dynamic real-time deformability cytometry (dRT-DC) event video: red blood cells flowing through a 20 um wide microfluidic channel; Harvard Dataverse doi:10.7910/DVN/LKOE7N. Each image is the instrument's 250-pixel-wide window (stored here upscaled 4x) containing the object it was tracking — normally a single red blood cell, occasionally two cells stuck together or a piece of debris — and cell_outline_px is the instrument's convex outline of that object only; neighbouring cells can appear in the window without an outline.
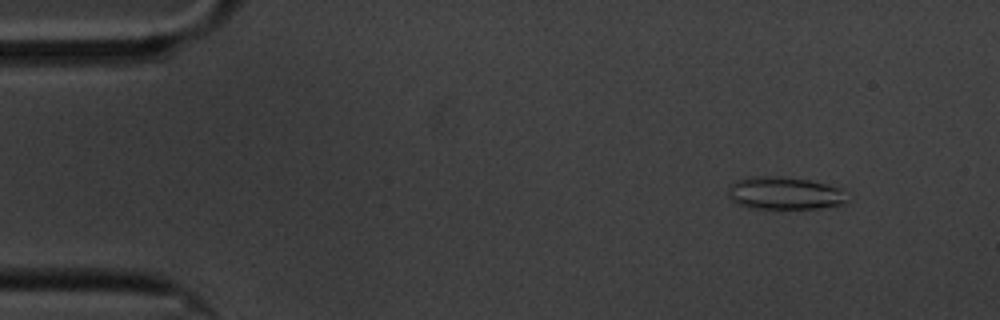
{"species": "common noctule bat (a hibernating species)", "species_latin": "Nyctalus noctula", "temperature_condition": "cold", "stored_images_in_passage": 59, "camera_frame_rate_fps": 3000, "um_per_image_px": 0.085, "animal": {"sex": "male", "body_mass_g": 20.1, "forearm_length_mm": 53.5}, "frame": {"image": 1, "passage_image": 6, "time_ms": 1.667, "image_size_px": [1000, 320], "cell_outline_px": [[852, 200], [844, 204], [820, 208], [748, 208], [732, 200], [728, 196], [728, 184], [736, 180], [752, 176], [780, 176], [808, 180], [828, 184], [840, 188]], "centroid_in_image_um": [66.71, 16.42], "position_along_channel_um": 18.3, "area_um2": 22.95}}
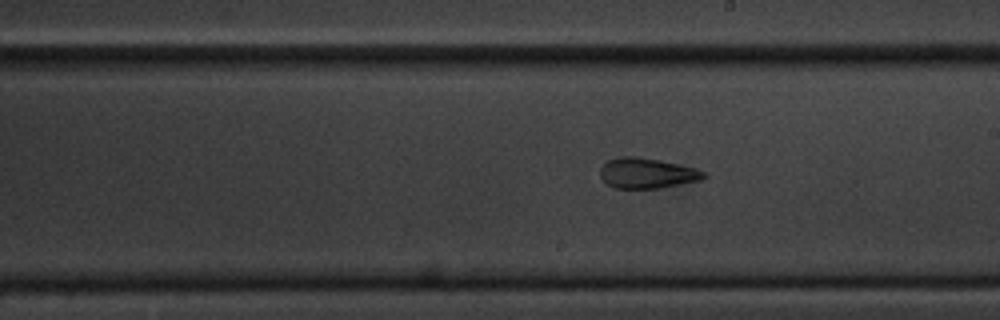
{"frame": {"image": 2, "passage_image": 33, "time_ms": 10.667, "image_size_px": [1000, 320], "cell_outline_px": [[708, 176], [700, 180], [660, 188], [612, 188], [600, 176], [600, 168], [608, 160], [620, 156], [636, 156], [660, 160], [696, 168], [704, 172]], "centroid_in_image_um": [54.99, 14.71], "position_along_channel_um": 234.0, "area_um2": 18.32}}
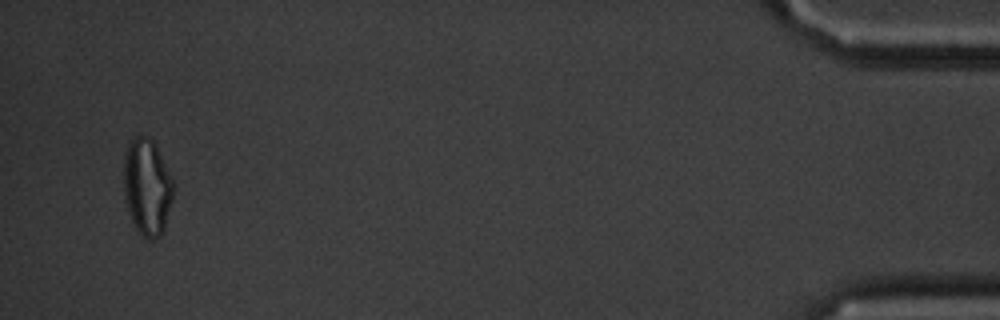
{"frame": {"image": 3, "passage_image": 57, "time_ms": 18.667, "image_size_px": [1000, 320], "cell_outline_px": [[172, 200], [164, 232], [160, 236], [152, 240], [148, 240], [136, 228], [128, 212], [124, 200], [124, 156], [128, 144], [136, 136], [148, 136], [156, 144], [172, 176]], "centroid_in_image_um": [12.5, 15.9], "position_along_channel_um": 422.7, "area_um2": 28.09}, "authors_computed_cell_mechanics": {"area_um2": 20.6924, "velocity_mm_per_s": 3.3756, "shape_relaxation_time_tau1_ms": null, "shape_relaxation_time_tau2_ms": 2.9436, "deformation_change_tau1": null, "deformation_change_tau2": 0.1077}}